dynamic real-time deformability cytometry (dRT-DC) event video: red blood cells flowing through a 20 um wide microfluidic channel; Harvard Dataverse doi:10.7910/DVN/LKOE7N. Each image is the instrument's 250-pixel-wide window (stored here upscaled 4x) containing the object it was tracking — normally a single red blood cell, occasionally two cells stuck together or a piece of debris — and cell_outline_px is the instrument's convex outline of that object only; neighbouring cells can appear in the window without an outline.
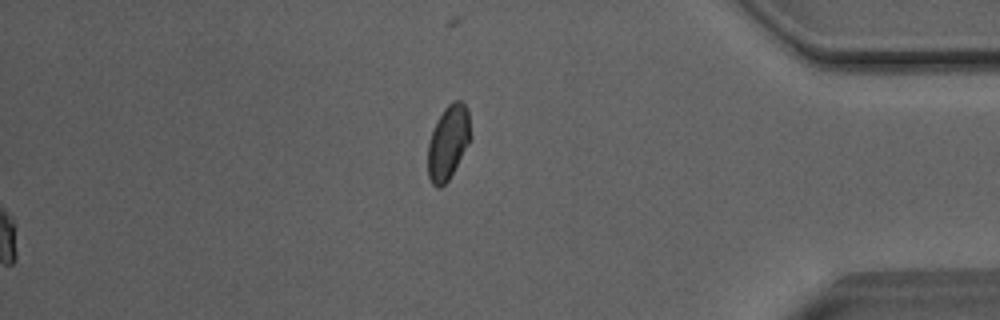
{"species": "Egyptian fruit bat (a non-hibernating species)", "species_latin": "Rousettus aegyptiacus", "temperature_condition": "room temperature", "stored_images_in_passage": 46, "segment_of_instrument_passage": [2, 2], "camera_frame_rate_fps": 3000, "um_per_image_px": 0.085, "animal": {"sex": "male"}, "frame": {"image": 1, "passage_image": 46, "time_ms": 15.0, "image_size_px": [1000, 320], "cell_outline_px": [[472, 136], [468, 144], [448, 180], [440, 188], [436, 188], [432, 184], [428, 176], [428, 144], [436, 120], [444, 108], [452, 100], [460, 100], [468, 108]], "centroid_in_image_um": [38.1, 12.06], "position_along_channel_um": 397.1, "area_um2": 18.55}}